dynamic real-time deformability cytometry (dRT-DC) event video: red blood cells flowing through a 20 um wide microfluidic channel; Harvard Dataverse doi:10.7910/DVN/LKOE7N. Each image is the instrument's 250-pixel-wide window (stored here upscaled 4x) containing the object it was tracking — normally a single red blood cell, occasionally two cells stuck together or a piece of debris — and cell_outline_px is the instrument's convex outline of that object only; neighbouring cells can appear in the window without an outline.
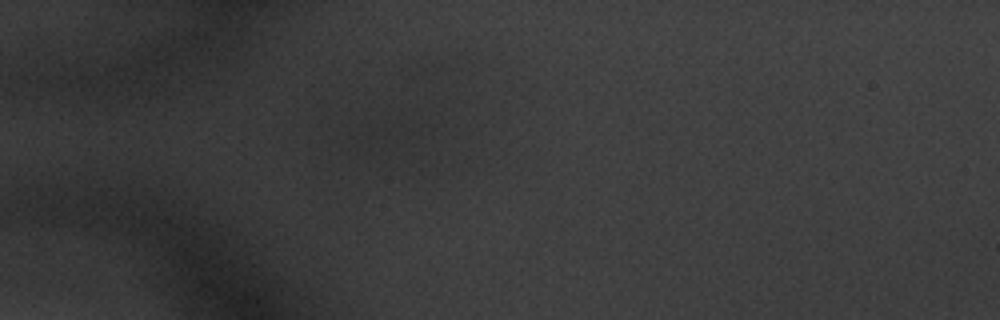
{"species": "common noctule bat (a hibernating species)", "species_latin": "Nyctalus noctula", "temperature_condition": "warm", "stored_images_in_passage": 5, "camera_frame_rate_fps": 3000, "um_per_image_px": 0.085, "animal": {"sex": "male", "body_mass_g": 20.1, "forearm_length_mm": 53.5}, "frame": {"image": 1, "passage_image": 2, "time_ms": 0.333, "image_size_px": [1000, 320], "cell_outline_px": [[432, 132], [376, 152], [348, 156], [336, 156], [352, 120], [364, 112], [404, 112], [420, 116], [428, 124]], "centroid_in_image_um": [32.4, 11.22], "position_along_channel_um": 52.6, "area_um2": 19.94}}